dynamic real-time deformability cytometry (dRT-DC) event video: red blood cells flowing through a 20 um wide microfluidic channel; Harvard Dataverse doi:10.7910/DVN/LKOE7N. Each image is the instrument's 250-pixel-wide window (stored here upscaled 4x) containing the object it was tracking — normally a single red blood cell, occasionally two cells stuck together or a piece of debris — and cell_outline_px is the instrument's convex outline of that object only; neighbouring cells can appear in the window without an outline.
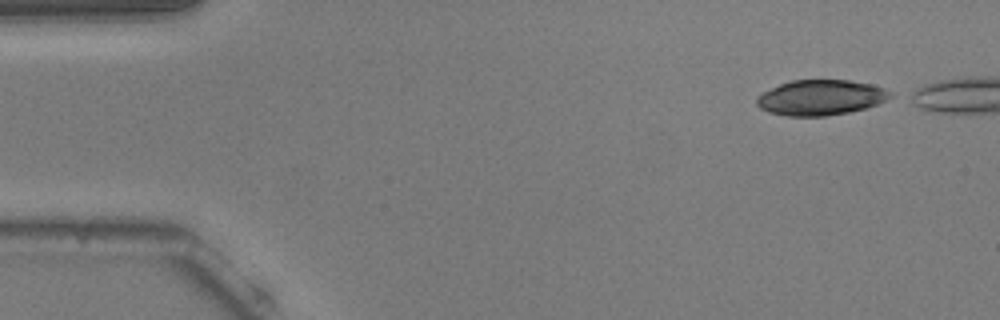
{"species": "common noctule bat (a hibernating species)", "species_latin": "Nyctalus noctula", "temperature_condition": "warm", "stored_images_in_passage": 34, "camera_frame_rate_fps": 3000, "um_per_image_px": 0.085, "animal": {"sex": "male", "body_mass_g": 20.5, "forearm_length_mm": 52.5}, "frame": {"image": 1, "passage_image": 1, "time_ms": 0.0, "image_size_px": [1000, 320], "cell_outline_px": [[896, 92], [892, 96], [868, 108], [828, 116], [784, 116], [768, 112], [760, 108], [756, 104], [756, 96], [780, 84], [792, 80], [848, 80], [872, 84]], "centroid_in_image_um": [69.77, 8.29], "position_along_channel_um": 15.2, "area_um2": 27.69}}
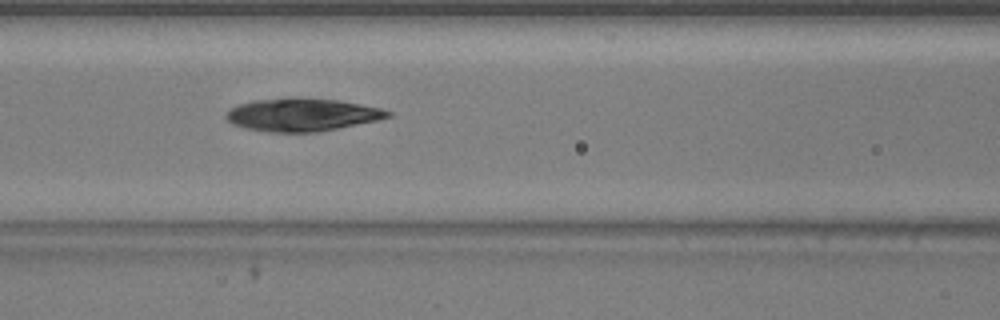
{"frame": {"image": 2, "passage_image": 19, "time_ms": 6.0, "image_size_px": [1000, 320], "cell_outline_px": [[392, 116], [376, 120], [316, 132], [268, 132], [244, 128], [232, 124], [224, 116], [224, 112], [228, 108], [240, 104], [256, 100], [336, 100], [384, 108], [392, 112]], "centroid_in_image_um": [25.65, 9.79], "position_along_channel_um": 141.0, "area_um2": 30.06}}
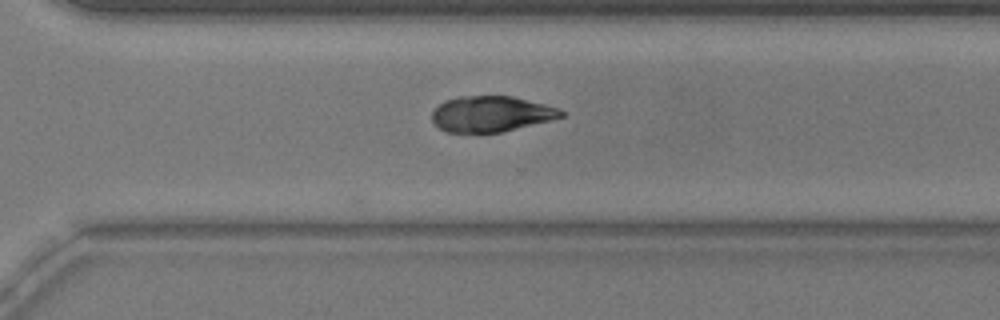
{"frame": {"image": 3, "passage_image": 34, "time_ms": 11.0, "image_size_px": [1000, 320], "cell_outline_px": [[564, 116], [504, 132], [444, 132], [436, 128], [432, 120], [432, 112], [444, 100], [460, 96], [512, 96], [560, 108], [564, 112]], "centroid_in_image_um": [41.71, 9.69], "position_along_channel_um": 328.9, "area_um2": 26.93}}